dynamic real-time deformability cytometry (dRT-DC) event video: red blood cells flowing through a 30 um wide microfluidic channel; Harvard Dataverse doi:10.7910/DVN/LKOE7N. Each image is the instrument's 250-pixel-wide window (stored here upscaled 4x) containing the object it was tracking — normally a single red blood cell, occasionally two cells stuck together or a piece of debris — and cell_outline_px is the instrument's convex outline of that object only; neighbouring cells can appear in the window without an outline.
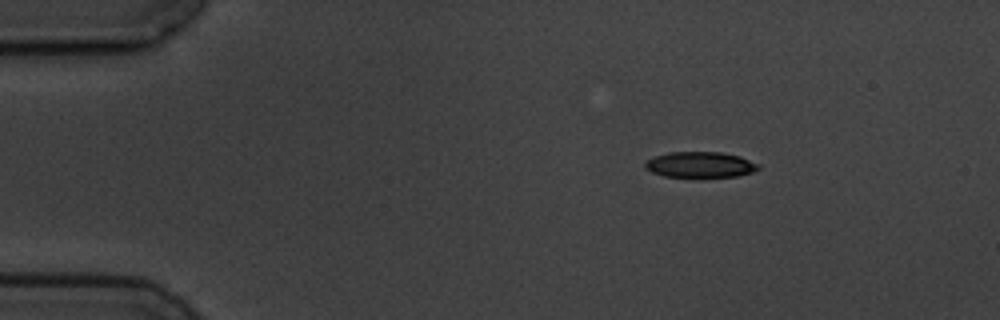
{"species": "common noctule bat (a hibernating species)", "species_latin": "Nyctalus noctula", "temperature_condition": "cold", "stored_images_in_passage": 4, "camera_frame_rate_fps": 3000, "um_per_image_px": 0.085, "animal": {"sex": "male", "body_mass_g": 19.5, "forearm_length_mm": 54.6}, "frame": {"image": 1, "passage_image": 1, "time_ms": 0.0, "image_size_px": [1000, 320], "cell_outline_px": [[760, 168], [752, 172], [736, 176], [664, 176], [652, 172], [644, 168], [644, 164], [652, 156], [668, 152], [720, 152], [740, 156], [760, 164]], "centroid_in_image_um": [59.5, 13.98], "position_along_channel_um": 25.5, "area_um2": 16.88}}
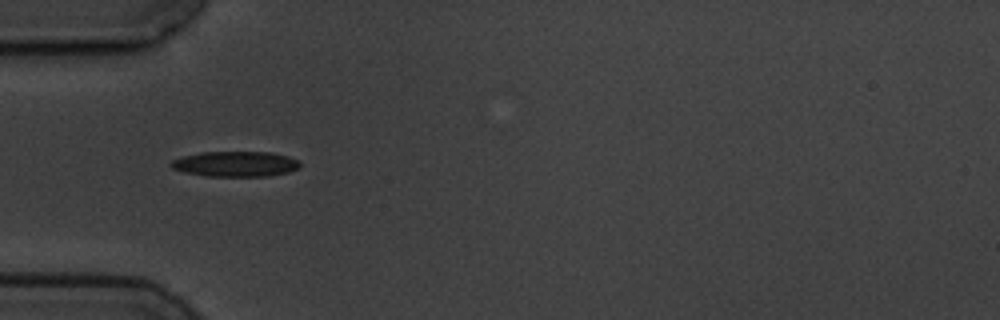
{"frame": {"image": 2, "passage_image": 3, "time_ms": 3.0, "image_size_px": [1000, 320], "cell_outline_px": [[300, 168], [288, 172], [268, 176], [208, 176], [184, 172], [172, 168], [168, 164], [172, 160], [184, 156], [200, 152], [272, 152], [288, 156], [296, 160], [300, 164]], "centroid_in_image_um": [20.0, 13.93], "position_along_channel_um": 65.0, "area_um2": 19.02}}
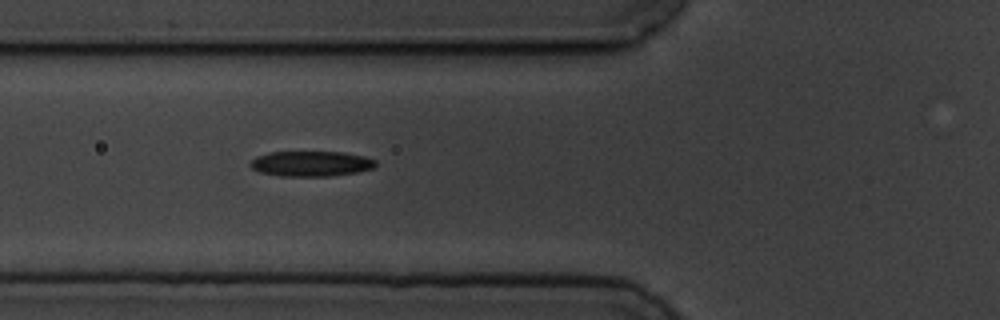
{"frame": {"image": 3, "passage_image": 4, "time_ms": 4.0, "image_size_px": [1000, 320], "cell_outline_px": [[376, 164], [372, 168], [356, 172], [328, 176], [280, 176], [260, 172], [252, 168], [248, 164], [256, 156], [268, 152], [344, 152], [364, 156], [376, 160]], "centroid_in_image_um": [26.41, 13.91], "position_along_channel_um": 99.4, "area_um2": 18.44}}